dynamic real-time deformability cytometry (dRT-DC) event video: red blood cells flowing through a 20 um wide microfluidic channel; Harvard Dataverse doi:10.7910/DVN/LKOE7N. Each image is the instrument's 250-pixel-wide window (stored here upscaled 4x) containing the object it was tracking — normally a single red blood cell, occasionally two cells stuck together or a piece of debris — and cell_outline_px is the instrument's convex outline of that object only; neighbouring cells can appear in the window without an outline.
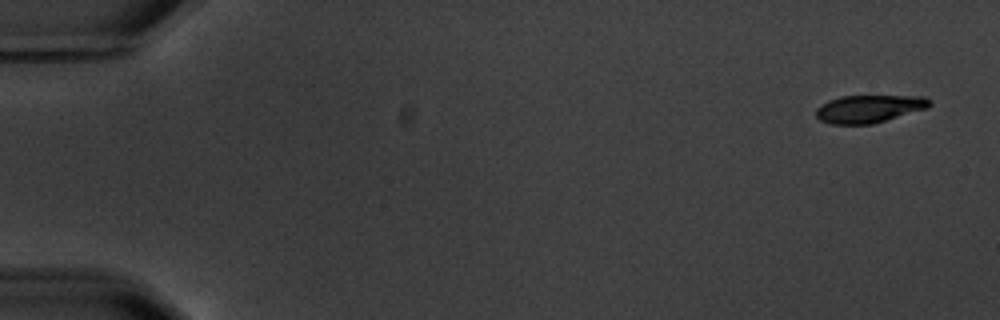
{"species": "common noctule bat (a hibernating species)", "species_latin": "Nyctalus noctula", "temperature_condition": "warm", "stored_images_in_passage": 5, "segment_of_instrument_passage": [1, 2], "camera_frame_rate_fps": 3000, "um_per_image_px": 0.085, "animal": {"sex": "male", "body_mass_g": 20.1, "forearm_length_mm": 53.5}, "frame": {"image": 1, "passage_image": 1, "time_ms": 0.0, "image_size_px": [1000, 320], "cell_outline_px": [[932, 104], [928, 108], [872, 124], [832, 124], [820, 120], [816, 116], [816, 108], [820, 104], [828, 100], [840, 96], [924, 96]], "centroid_in_image_um": [73.84, 9.24], "position_along_channel_um": 11.2, "area_um2": 18.32}}
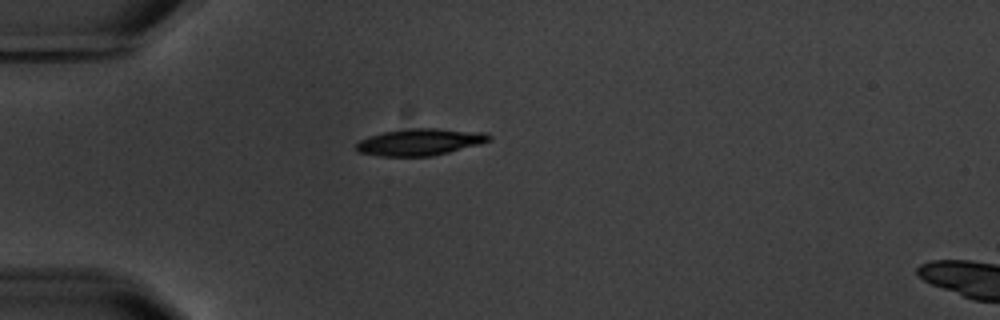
{"frame": {"image": 2, "passage_image": 4, "time_ms": 4.667, "image_size_px": [1000, 320], "cell_outline_px": [[492, 140], [480, 144], [432, 156], [380, 156], [360, 152], [356, 148], [356, 144], [360, 140], [368, 136], [384, 132], [412, 128], [436, 128], [488, 132], [492, 136]], "centroid_in_image_um": [35.76, 12.06], "position_along_channel_um": 49.2, "area_um2": 20.75}}